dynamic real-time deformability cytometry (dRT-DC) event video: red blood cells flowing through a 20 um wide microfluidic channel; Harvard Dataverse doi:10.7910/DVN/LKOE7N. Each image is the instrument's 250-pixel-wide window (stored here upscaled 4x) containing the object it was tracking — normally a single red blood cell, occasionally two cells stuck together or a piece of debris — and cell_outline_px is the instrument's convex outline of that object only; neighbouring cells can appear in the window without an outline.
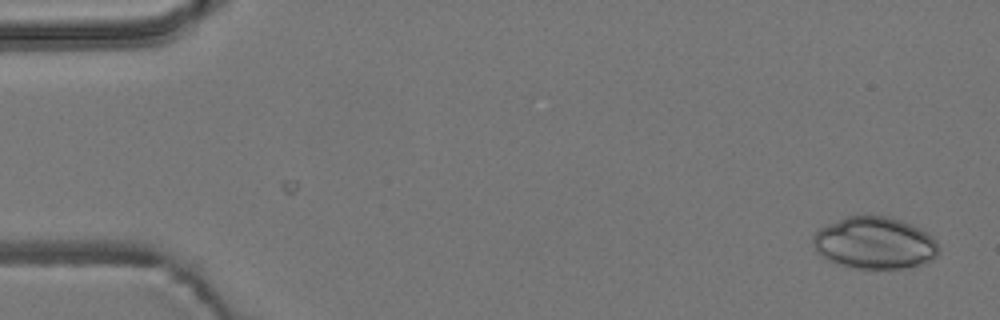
{"species": "common noctule bat (a hibernating species)", "species_latin": "Nyctalus noctula", "temperature_condition": "room temperature", "stored_images_in_passage": 56, "camera_frame_rate_fps": 3000, "um_per_image_px": 0.085, "animal": {"sex": "male", "body_mass_g": 19.2, "forearm_length_mm": 51.8}, "frame": {"image": 1, "passage_image": 2, "time_ms": 0.333, "image_size_px": [1000, 320], "cell_outline_px": [[940, 252], [932, 260], [920, 264], [900, 268], [856, 268], [828, 260], [820, 256], [816, 252], [812, 244], [812, 236], [820, 228], [828, 224], [848, 216], [888, 216], [912, 224], [920, 228], [932, 236], [936, 240]], "centroid_in_image_um": [74.34, 20.64], "position_along_channel_um": 10.7, "area_um2": 37.97}}
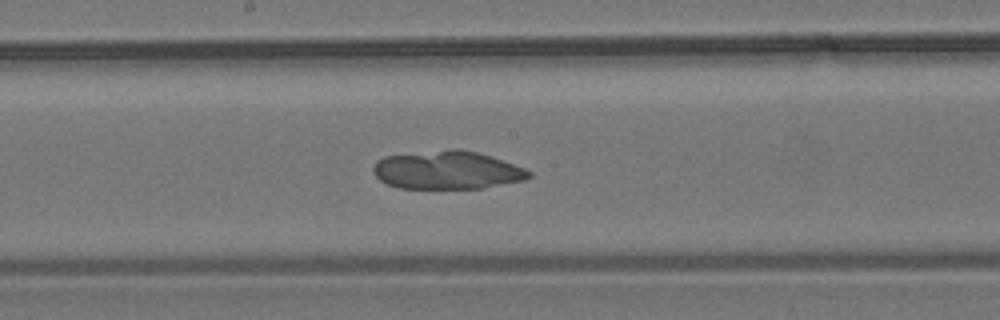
{"frame": {"image": 2, "passage_image": 29, "time_ms": 9.333, "image_size_px": [1000, 320], "cell_outline_px": [[532, 176], [524, 180], [480, 188], [400, 188], [388, 184], [380, 180], [372, 172], [372, 168], [376, 160], [384, 156], [452, 148], [456, 148], [476, 152], [524, 168], [532, 172]], "centroid_in_image_um": [37.96, 14.45], "position_along_channel_um": 210.2, "area_um2": 34.45}}
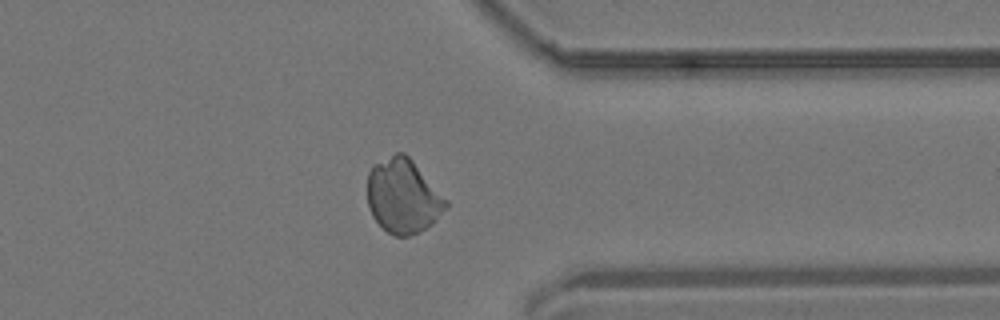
{"frame": {"image": 3, "passage_image": 43, "time_ms": 14.0, "image_size_px": [1000, 320], "cell_outline_px": [[448, 208], [432, 224], [408, 236], [396, 236], [388, 232], [372, 216], [368, 208], [368, 172], [372, 164], [396, 152], [404, 152], [412, 160], [448, 200]], "centroid_in_image_um": [34.26, 16.65], "position_along_channel_um": 377.1, "area_um2": 33.99}}